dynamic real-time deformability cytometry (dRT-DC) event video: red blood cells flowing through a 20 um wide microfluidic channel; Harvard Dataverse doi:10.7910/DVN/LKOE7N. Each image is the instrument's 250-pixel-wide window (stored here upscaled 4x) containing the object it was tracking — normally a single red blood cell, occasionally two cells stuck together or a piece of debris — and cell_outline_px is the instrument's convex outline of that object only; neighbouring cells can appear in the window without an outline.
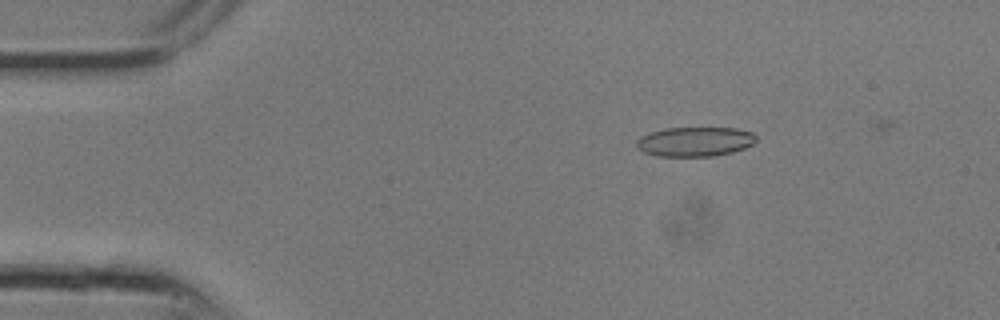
{"species": "common noctule bat (a hibernating species)", "species_latin": "Nyctalus noctula", "temperature_condition": "room temperature", "stored_images_in_passage": 9, "camera_frame_rate_fps": 3000, "um_per_image_px": 0.085, "animal": {"sex": "male", "body_mass_g": 13.3}, "frame": {"image": 1, "passage_image": 4, "time_ms": 1.0, "image_size_px": [1000, 320], "cell_outline_px": [[756, 140], [752, 144], [744, 148], [732, 152], [716, 156], [656, 156], [644, 152], [636, 148], [636, 140], [640, 136], [664, 128], [736, 128], [752, 132], [756, 136]], "centroid_in_image_um": [59.05, 12.04], "position_along_channel_um": 26.0, "area_um2": 20.63}}
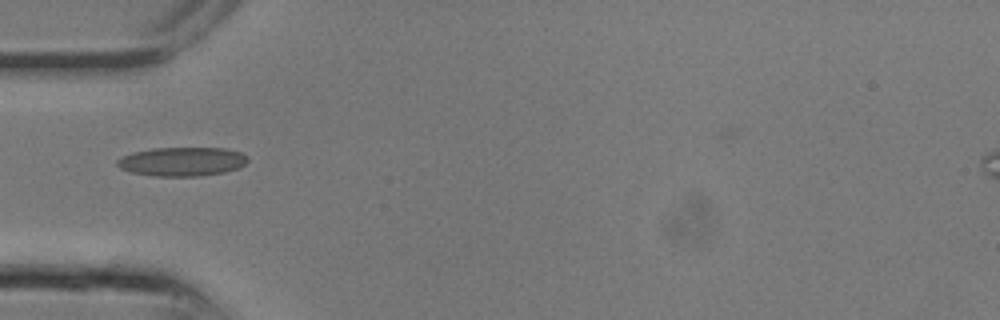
{"frame": {"image": 2, "passage_image": 8, "time_ms": 2.333, "image_size_px": [1000, 320], "cell_outline_px": [[248, 160], [240, 168], [224, 172], [200, 176], [152, 176], [132, 172], [120, 168], [116, 164], [116, 160], [132, 152], [152, 148], [224, 148], [240, 152], [248, 156]], "centroid_in_image_um": [15.48, 13.73], "position_along_channel_um": 69.5, "area_um2": 22.08}}